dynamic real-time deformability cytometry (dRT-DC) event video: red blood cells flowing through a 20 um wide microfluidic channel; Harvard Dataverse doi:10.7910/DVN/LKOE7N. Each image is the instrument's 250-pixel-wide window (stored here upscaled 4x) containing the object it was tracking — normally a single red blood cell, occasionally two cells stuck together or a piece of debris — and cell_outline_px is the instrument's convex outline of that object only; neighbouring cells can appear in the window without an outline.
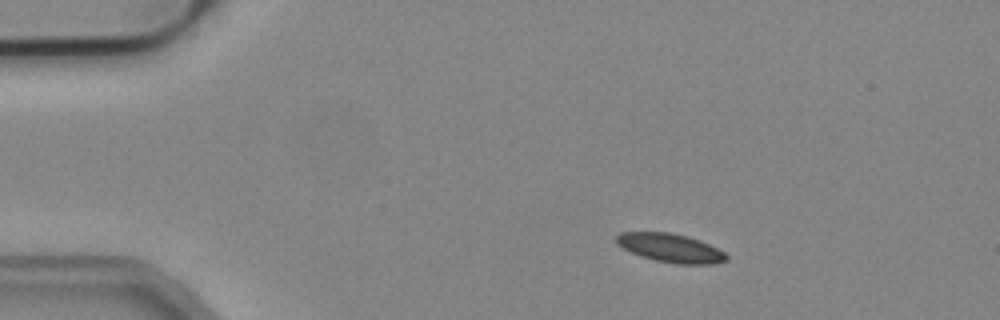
{"species": "common noctule bat (a hibernating species)", "species_latin": "Nyctalus noctula", "temperature_condition": "cold", "stored_images_in_passage": 45, "camera_frame_rate_fps": 3000, "um_per_image_px": 0.085, "animal": {"sex": "male", "body_mass_g": 19.2, "forearm_length_mm": 51.8}, "frame": {"image": 1, "passage_image": 1, "time_ms": 0.0, "image_size_px": [1000, 320], "cell_outline_px": [[728, 260], [716, 264], [676, 264], [656, 260], [632, 252], [616, 244], [616, 236], [620, 232], [672, 232], [688, 236], [700, 240], [724, 252], [728, 256]], "centroid_in_image_um": [57.02, 21.07], "position_along_channel_um": 28.0, "area_um2": 18.32}}
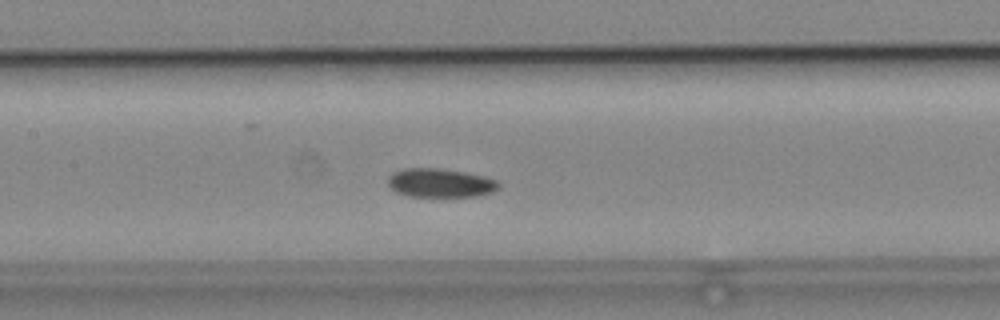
{"frame": {"image": 2, "passage_image": 17, "time_ms": 5.333, "image_size_px": [1000, 320], "cell_outline_px": [[500, 188], [492, 192], [476, 196], [408, 196], [396, 192], [388, 184], [388, 176], [392, 172], [404, 168], [440, 168], [464, 172], [484, 176], [496, 180], [500, 184]], "centroid_in_image_um": [37.41, 15.54], "position_along_channel_um": 170.0, "area_um2": 18.61}}
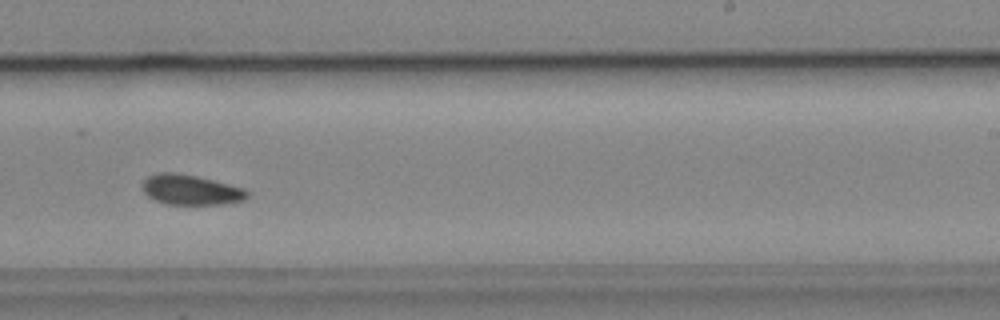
{"frame": {"image": 3, "passage_image": 25, "time_ms": 8.0, "image_size_px": [1000, 320], "cell_outline_px": [[248, 196], [244, 200], [224, 204], [168, 204], [156, 200], [148, 196], [144, 192], [144, 180], [148, 176], [156, 172], [176, 172], [196, 176], [244, 188], [248, 192]], "centroid_in_image_um": [16.22, 16.13], "position_along_channel_um": 272.8, "area_um2": 18.21}, "authors_computed_cell_mechanics": {"area_um2": 18.496, "velocity_mm_per_s": 3.8827, "shape_relaxation_time_tau1_ms": null, "shape_relaxation_time_tau2_ms": 10.5671, "deformation_change_tau1": null, "deformation_change_tau2": 0.1355}}